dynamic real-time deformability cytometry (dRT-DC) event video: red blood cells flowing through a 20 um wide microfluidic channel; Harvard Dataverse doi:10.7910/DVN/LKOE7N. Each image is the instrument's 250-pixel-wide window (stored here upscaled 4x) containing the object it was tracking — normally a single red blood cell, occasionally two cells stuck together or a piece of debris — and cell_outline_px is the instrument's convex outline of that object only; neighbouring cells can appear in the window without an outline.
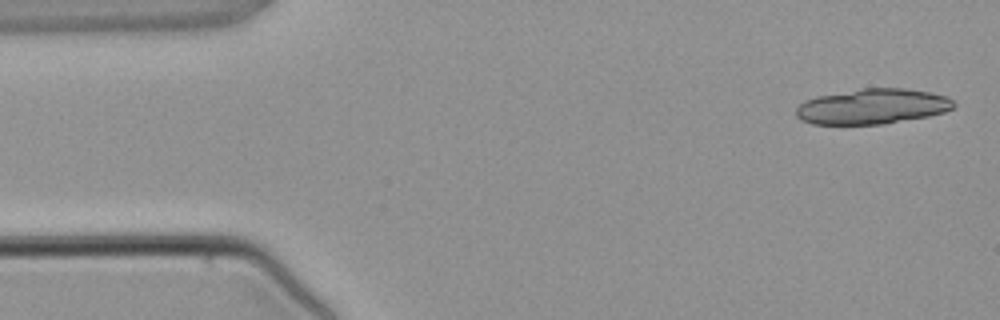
{"species": "common noctule bat (a hibernating species)", "species_latin": "Nyctalus noctula", "temperature_condition": "warm", "stored_images_in_passage": 3, "camera_frame_rate_fps": 3000, "um_per_image_px": 0.085, "animal": {"sex": "male", "body_mass_g": 21.5, "forearm_length_mm": 52.0}, "frame": {"image": 1, "passage_image": 1, "time_ms": 0.0, "image_size_px": [1000, 320], "cell_outline_px": [[956, 104], [952, 108], [944, 112], [928, 116], [884, 124], [812, 124], [800, 120], [796, 116], [796, 108], [804, 100], [816, 96], [860, 88], [904, 88], [928, 92], [948, 96]], "centroid_in_image_um": [74.13, 9.04], "position_along_channel_um": 10.9, "area_um2": 32.54}}